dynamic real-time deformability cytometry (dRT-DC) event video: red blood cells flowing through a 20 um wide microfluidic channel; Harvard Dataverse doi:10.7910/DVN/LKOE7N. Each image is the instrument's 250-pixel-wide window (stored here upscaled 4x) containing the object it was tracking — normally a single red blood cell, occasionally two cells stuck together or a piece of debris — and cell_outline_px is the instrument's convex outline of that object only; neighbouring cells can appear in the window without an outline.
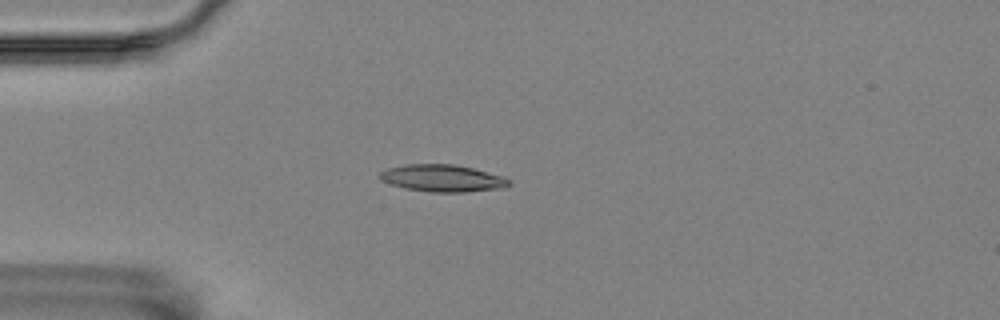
{"species": "Egyptian fruit bat (a non-hibernating species)", "species_latin": "Rousettus aegyptiacus", "temperature_condition": "room temperature", "stored_images_in_passage": 42, "camera_frame_rate_fps": 3000, "um_per_image_px": 0.085, "animal": {"sex": "female"}, "frame": {"image": 1, "passage_image": 1, "time_ms": 0.0, "image_size_px": [1000, 320], "cell_outline_px": [[512, 184], [504, 188], [464, 192], [432, 192], [404, 188], [380, 180], [376, 176], [380, 172], [388, 168], [404, 164], [452, 164], [472, 168], [504, 176], [512, 180]], "centroid_in_image_um": [37.62, 15.15], "position_along_channel_um": 47.4, "area_um2": 20.58}}
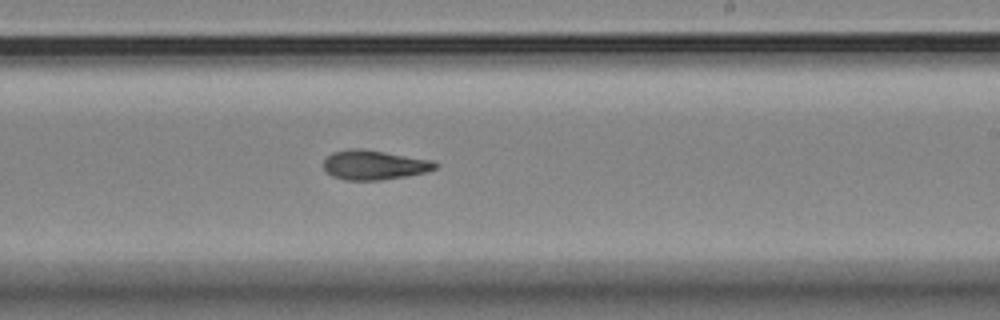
{"frame": {"image": 2, "passage_image": 20, "time_ms": 6.333, "image_size_px": [1000, 320], "cell_outline_px": [[440, 164], [436, 168], [428, 172], [408, 176], [380, 180], [344, 180], [332, 176], [324, 168], [324, 160], [332, 152], [352, 148], [360, 148], [436, 160]], "centroid_in_image_um": [31.87, 14.02], "position_along_channel_um": 257.1, "area_um2": 19.48}}
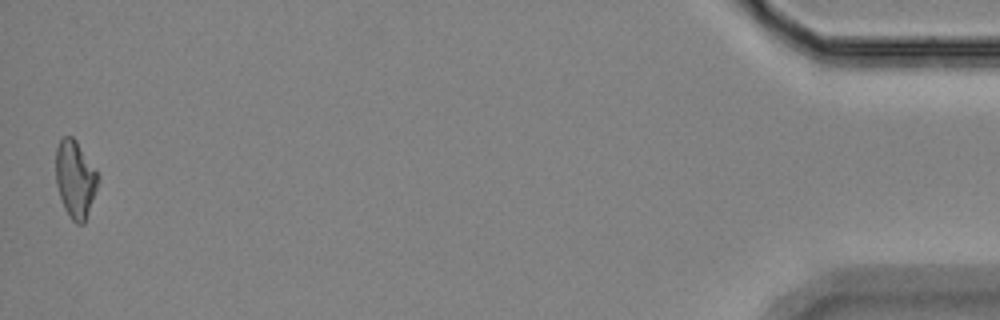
{"frame": {"image": 3, "passage_image": 42, "time_ms": 13.667, "image_size_px": [1000, 320], "cell_outline_px": [[100, 180], [84, 224], [76, 224], [72, 220], [64, 208], [56, 184], [56, 148], [60, 140], [64, 136], [72, 136], [76, 140], [100, 176]], "centroid_in_image_um": [6.4, 15.23], "position_along_channel_um": 428.8, "area_um2": 19.02}, "authors_computed_cell_mechanics": {"area_um2": 18.8717, "velocity_mm_per_s": 3.5423, "shape_relaxation_time_tau1_ms": null, "shape_relaxation_time_tau2_ms": 9.5782, "deformation_change_tau1": null, "deformation_change_tau2": 0.1881}}